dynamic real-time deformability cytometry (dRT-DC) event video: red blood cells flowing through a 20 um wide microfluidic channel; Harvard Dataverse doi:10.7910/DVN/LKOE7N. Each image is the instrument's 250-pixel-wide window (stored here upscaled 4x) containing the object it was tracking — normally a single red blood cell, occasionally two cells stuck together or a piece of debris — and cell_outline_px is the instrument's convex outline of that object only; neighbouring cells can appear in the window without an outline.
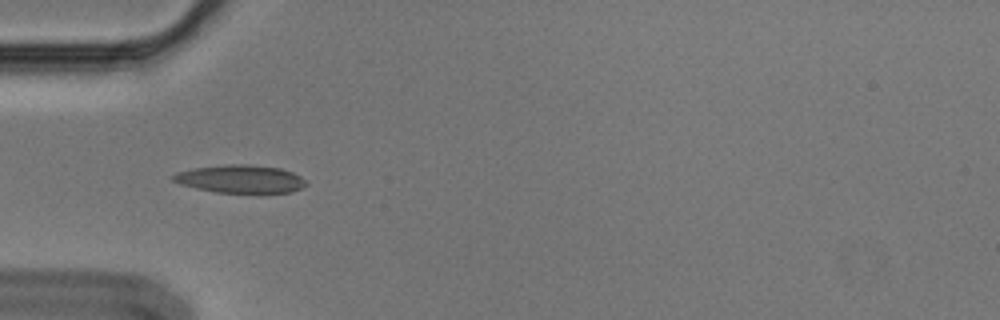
{"species": "Egyptian fruit bat (a non-hibernating species)", "species_latin": "Rousettus aegyptiacus", "temperature_condition": "cold", "stored_images_in_passage": 10, "camera_frame_rate_fps": 3000, "um_per_image_px": 0.085, "animal": {"sex": "male"}, "frame": {"image": 1, "passage_image": 4, "time_ms": 1.0, "image_size_px": [1000, 320], "cell_outline_px": [[308, 184], [292, 192], [216, 192], [196, 188], [180, 184], [172, 180], [172, 176], [176, 172], [192, 168], [228, 164], [248, 164], [280, 168], [292, 172], [300, 176]], "centroid_in_image_um": [20.41, 15.2], "position_along_channel_um": 64.6, "area_um2": 21.5}}
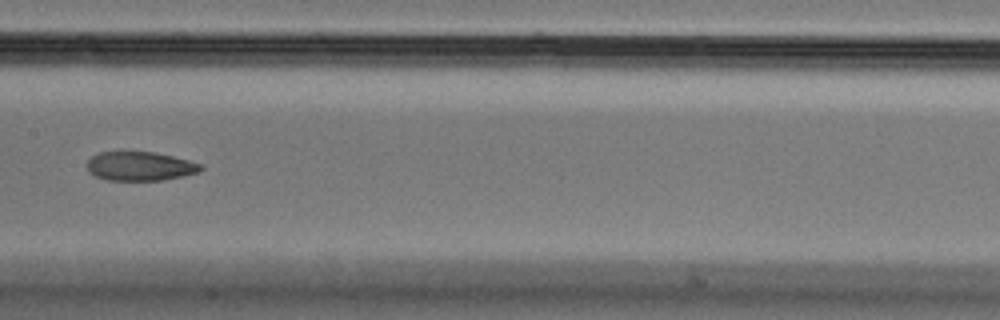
{"frame": {"image": 2, "passage_image": 7, "time_ms": 2.0, "image_size_px": [1000, 320], "cell_outline_px": [[204, 168], [196, 172], [180, 176], [160, 180], [108, 180], [96, 176], [88, 172], [88, 160], [92, 156], [100, 152], [156, 152], [204, 164]], "centroid_in_image_um": [11.9, 14.12], "position_along_channel_um": 195.5, "area_um2": 19.02}}
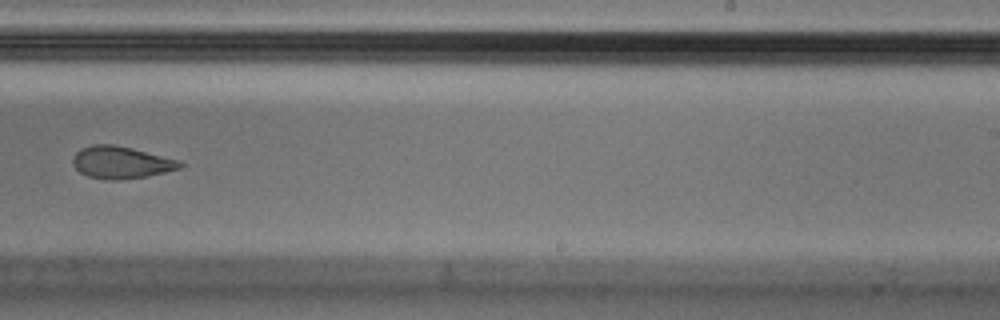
{"frame": {"image": 3, "passage_image": 9, "time_ms": 2.667, "image_size_px": [1000, 320], "cell_outline_px": [[184, 164], [180, 168], [164, 172], [144, 176], [116, 180], [108, 180], [88, 176], [80, 172], [72, 164], [72, 156], [80, 148], [92, 144], [112, 144], [132, 148], [180, 160]], "centroid_in_image_um": [10.26, 13.79], "position_along_channel_um": 278.7, "area_um2": 20.06}}